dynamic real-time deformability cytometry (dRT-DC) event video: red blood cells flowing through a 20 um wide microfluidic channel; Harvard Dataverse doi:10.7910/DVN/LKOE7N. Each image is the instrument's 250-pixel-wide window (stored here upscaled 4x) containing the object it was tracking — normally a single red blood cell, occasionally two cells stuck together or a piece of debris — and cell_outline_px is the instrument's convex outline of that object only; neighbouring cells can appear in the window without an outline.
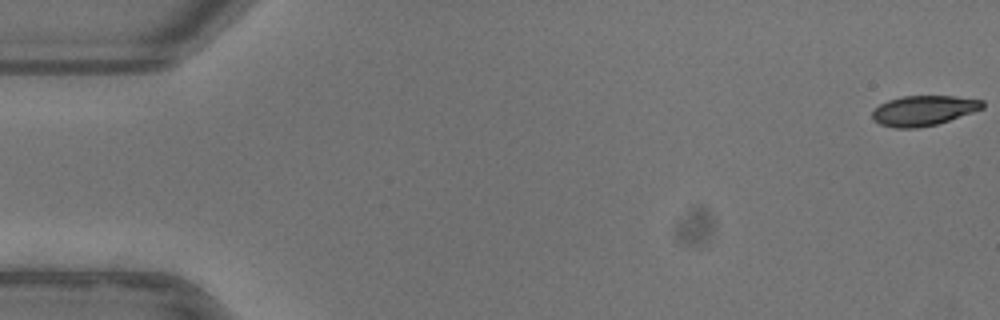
{"species": "common noctule bat (a hibernating species)", "species_latin": "Nyctalus noctula", "temperature_condition": "warm", "stored_images_in_passage": 53, "camera_frame_rate_fps": 3000, "um_per_image_px": 0.085, "animal": {"sex": "female"}, "frame": {"image": 1, "passage_image": 1, "time_ms": 0.0, "image_size_px": [1000, 320], "cell_outline_px": [[984, 108], [936, 124], [916, 128], [896, 128], [880, 124], [872, 120], [872, 112], [880, 104], [888, 100], [900, 96], [952, 96], [984, 100]], "centroid_in_image_um": [78.48, 9.39], "position_along_channel_um": 6.5, "area_um2": 19.19}}
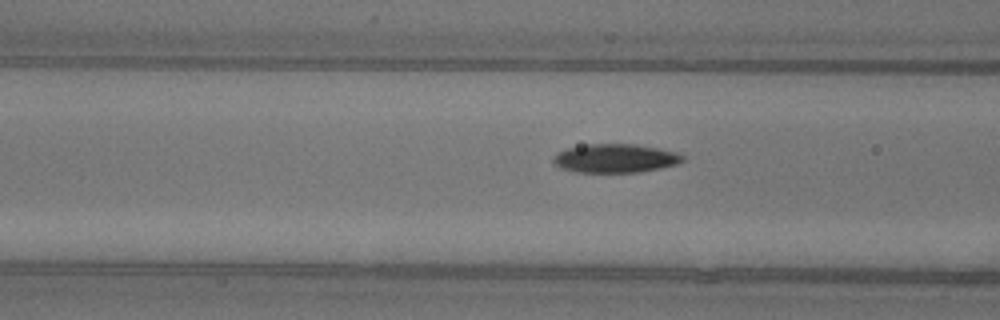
{"frame": {"image": 2, "passage_image": 21, "time_ms": 6.667, "image_size_px": [1000, 320], "cell_outline_px": [[684, 160], [676, 164], [640, 172], [576, 172], [560, 168], [552, 160], [556, 152], [568, 148], [588, 144], [636, 144], [660, 148], [676, 152], [684, 156]], "centroid_in_image_um": [52.29, 13.45], "position_along_channel_um": 114.3, "area_um2": 21.62}}
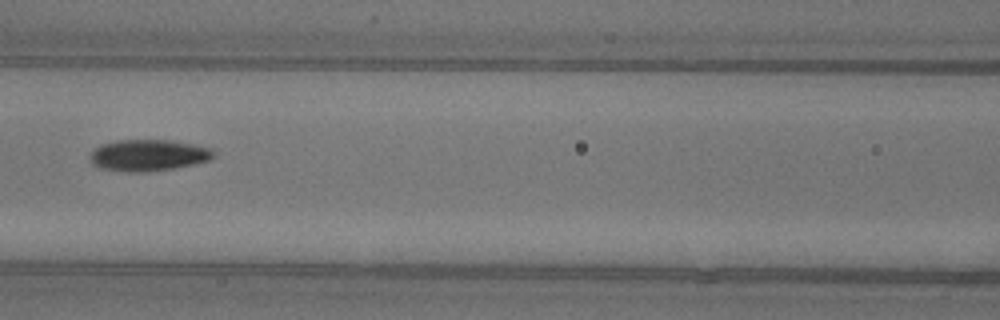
{"frame": {"image": 3, "passage_image": 24, "time_ms": 7.667, "image_size_px": [1000, 320], "cell_outline_px": [[216, 156], [208, 160], [192, 164], [172, 168], [140, 172], [128, 172], [100, 168], [92, 164], [92, 152], [100, 144], [116, 140], [172, 140], [212, 148]], "centroid_in_image_um": [12.62, 13.18], "position_along_channel_um": 154.0, "area_um2": 22.43}, "authors_computed_cell_mechanics": {"area_um2": 21.1548, "velocity_mm_per_s": 3.9434, "shape_relaxation_time_tau1_ms": 4.5333, "shape_relaxation_time_tau2_ms": 2.6064, "deformation_change_tau1": 0.1694, "deformation_change_tau2": 0.0744}}